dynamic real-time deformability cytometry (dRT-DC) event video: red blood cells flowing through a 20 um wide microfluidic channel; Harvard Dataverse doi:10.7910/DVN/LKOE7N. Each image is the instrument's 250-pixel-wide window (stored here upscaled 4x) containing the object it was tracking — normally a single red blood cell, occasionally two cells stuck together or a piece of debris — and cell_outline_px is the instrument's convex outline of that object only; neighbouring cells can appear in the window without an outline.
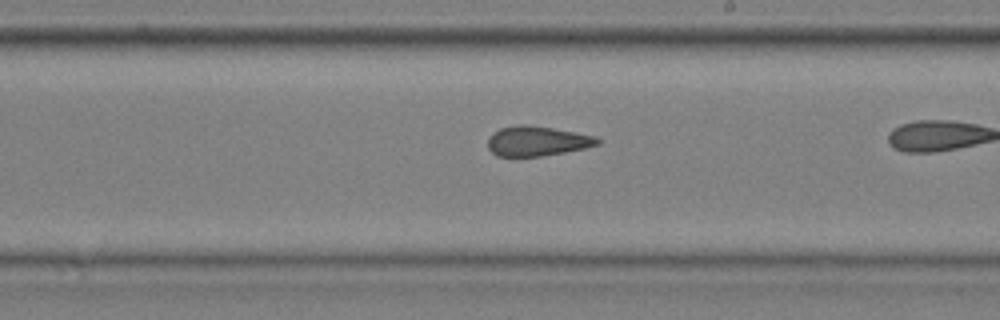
{"species": "common noctule bat (a hibernating species)", "species_latin": "Nyctalus noctula", "temperature_condition": "cold", "stored_images_in_passage": 39, "camera_frame_rate_fps": 3000, "um_per_image_px": 0.085, "animal": {"sex": "male", "body_mass_g": 20.4}, "frame": {"image": 1, "passage_image": 28, "time_ms": 9.0, "image_size_px": [1000, 320], "cell_outline_px": [[600, 144], [584, 148], [564, 152], [540, 156], [496, 156], [488, 148], [488, 136], [492, 132], [500, 128], [520, 124], [524, 124], [552, 128], [576, 132], [596, 136], [600, 140]], "centroid_in_image_um": [45.63, 11.98], "position_along_channel_um": 243.4, "area_um2": 19.07}}
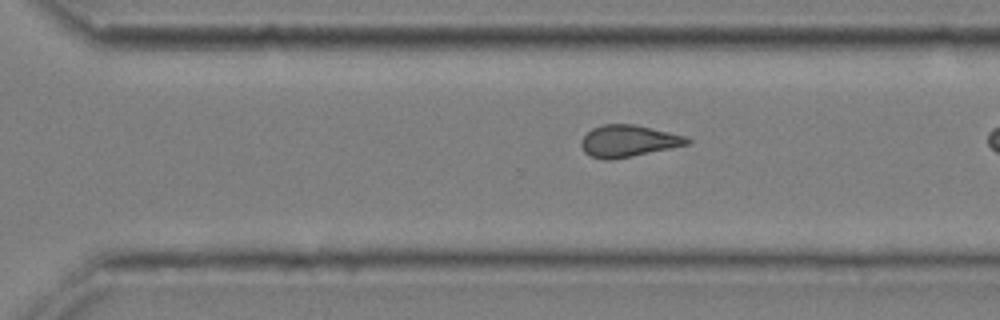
{"frame": {"image": 2, "passage_image": 34, "time_ms": 11.0, "image_size_px": [1000, 320], "cell_outline_px": [[692, 144], [612, 160], [604, 160], [592, 156], [584, 152], [580, 144], [580, 140], [592, 128], [604, 124], [636, 124], [688, 136], [692, 140]], "centroid_in_image_um": [53.46, 11.98], "position_along_channel_um": 317.1, "area_um2": 19.94}}